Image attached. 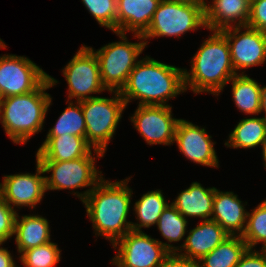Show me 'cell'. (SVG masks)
Masks as SVG:
<instances>
[{
	"mask_svg": "<svg viewBox=\"0 0 266 267\" xmlns=\"http://www.w3.org/2000/svg\"><path fill=\"white\" fill-rule=\"evenodd\" d=\"M161 267H199L198 262L181 257L177 253L169 254Z\"/></svg>",
	"mask_w": 266,
	"mask_h": 267,
	"instance_id": "cell-35",
	"label": "cell"
},
{
	"mask_svg": "<svg viewBox=\"0 0 266 267\" xmlns=\"http://www.w3.org/2000/svg\"><path fill=\"white\" fill-rule=\"evenodd\" d=\"M105 156L101 151L92 149L86 156L70 161H38L45 175L51 173L45 176L46 191L72 190L69 193L82 203L104 176L96 166V159ZM81 188L87 189L79 192Z\"/></svg>",
	"mask_w": 266,
	"mask_h": 267,
	"instance_id": "cell-5",
	"label": "cell"
},
{
	"mask_svg": "<svg viewBox=\"0 0 266 267\" xmlns=\"http://www.w3.org/2000/svg\"><path fill=\"white\" fill-rule=\"evenodd\" d=\"M235 267H266V253L263 249H247Z\"/></svg>",
	"mask_w": 266,
	"mask_h": 267,
	"instance_id": "cell-34",
	"label": "cell"
},
{
	"mask_svg": "<svg viewBox=\"0 0 266 267\" xmlns=\"http://www.w3.org/2000/svg\"><path fill=\"white\" fill-rule=\"evenodd\" d=\"M208 31L210 35L192 56L190 69H183L184 86L186 92L190 90L195 95L218 97L236 72L226 36L221 31Z\"/></svg>",
	"mask_w": 266,
	"mask_h": 267,
	"instance_id": "cell-3",
	"label": "cell"
},
{
	"mask_svg": "<svg viewBox=\"0 0 266 267\" xmlns=\"http://www.w3.org/2000/svg\"><path fill=\"white\" fill-rule=\"evenodd\" d=\"M59 83L53 76L34 91L0 99V123L13 144L25 145L44 129L52 96L46 92Z\"/></svg>",
	"mask_w": 266,
	"mask_h": 267,
	"instance_id": "cell-4",
	"label": "cell"
},
{
	"mask_svg": "<svg viewBox=\"0 0 266 267\" xmlns=\"http://www.w3.org/2000/svg\"><path fill=\"white\" fill-rule=\"evenodd\" d=\"M112 248L116 251L110 260L117 267H161L170 254L159 239L145 231H129L116 241Z\"/></svg>",
	"mask_w": 266,
	"mask_h": 267,
	"instance_id": "cell-10",
	"label": "cell"
},
{
	"mask_svg": "<svg viewBox=\"0 0 266 267\" xmlns=\"http://www.w3.org/2000/svg\"><path fill=\"white\" fill-rule=\"evenodd\" d=\"M229 83L231 84L232 101L238 111L245 115L258 116L262 84L247 74H236Z\"/></svg>",
	"mask_w": 266,
	"mask_h": 267,
	"instance_id": "cell-26",
	"label": "cell"
},
{
	"mask_svg": "<svg viewBox=\"0 0 266 267\" xmlns=\"http://www.w3.org/2000/svg\"><path fill=\"white\" fill-rule=\"evenodd\" d=\"M176 1L195 2V3L204 4V5L206 3V0H176Z\"/></svg>",
	"mask_w": 266,
	"mask_h": 267,
	"instance_id": "cell-39",
	"label": "cell"
},
{
	"mask_svg": "<svg viewBox=\"0 0 266 267\" xmlns=\"http://www.w3.org/2000/svg\"><path fill=\"white\" fill-rule=\"evenodd\" d=\"M161 0H117V32L143 35Z\"/></svg>",
	"mask_w": 266,
	"mask_h": 267,
	"instance_id": "cell-19",
	"label": "cell"
},
{
	"mask_svg": "<svg viewBox=\"0 0 266 267\" xmlns=\"http://www.w3.org/2000/svg\"><path fill=\"white\" fill-rule=\"evenodd\" d=\"M93 148L77 135L46 136L37 149V161H70L86 156Z\"/></svg>",
	"mask_w": 266,
	"mask_h": 267,
	"instance_id": "cell-22",
	"label": "cell"
},
{
	"mask_svg": "<svg viewBox=\"0 0 266 267\" xmlns=\"http://www.w3.org/2000/svg\"><path fill=\"white\" fill-rule=\"evenodd\" d=\"M188 225L189 220L180 214L171 203L163 210L156 227L159 234L166 240L165 242L159 240V242L163 244L170 254L178 253L183 247L188 232ZM177 242H180V244ZM174 243L179 246L174 245Z\"/></svg>",
	"mask_w": 266,
	"mask_h": 267,
	"instance_id": "cell-24",
	"label": "cell"
},
{
	"mask_svg": "<svg viewBox=\"0 0 266 267\" xmlns=\"http://www.w3.org/2000/svg\"><path fill=\"white\" fill-rule=\"evenodd\" d=\"M67 82V100L82 101L108 90L103 86L99 62L94 52L82 44L61 70Z\"/></svg>",
	"mask_w": 266,
	"mask_h": 267,
	"instance_id": "cell-9",
	"label": "cell"
},
{
	"mask_svg": "<svg viewBox=\"0 0 266 267\" xmlns=\"http://www.w3.org/2000/svg\"><path fill=\"white\" fill-rule=\"evenodd\" d=\"M7 48V45L5 43V41H3L1 38H0V50L1 49H6Z\"/></svg>",
	"mask_w": 266,
	"mask_h": 267,
	"instance_id": "cell-40",
	"label": "cell"
},
{
	"mask_svg": "<svg viewBox=\"0 0 266 267\" xmlns=\"http://www.w3.org/2000/svg\"><path fill=\"white\" fill-rule=\"evenodd\" d=\"M163 190L156 189L143 193L132 203L136 222H131V230L142 231L143 228L156 226L163 210L170 204L163 195Z\"/></svg>",
	"mask_w": 266,
	"mask_h": 267,
	"instance_id": "cell-25",
	"label": "cell"
},
{
	"mask_svg": "<svg viewBox=\"0 0 266 267\" xmlns=\"http://www.w3.org/2000/svg\"><path fill=\"white\" fill-rule=\"evenodd\" d=\"M243 30V31H242ZM230 48L236 74H246V69L266 63V33L246 26L221 30Z\"/></svg>",
	"mask_w": 266,
	"mask_h": 267,
	"instance_id": "cell-14",
	"label": "cell"
},
{
	"mask_svg": "<svg viewBox=\"0 0 266 267\" xmlns=\"http://www.w3.org/2000/svg\"><path fill=\"white\" fill-rule=\"evenodd\" d=\"M119 41L109 42L95 49L88 46L99 62V69L103 86L108 91H121L126 85L130 72L142 59L140 56L147 48L145 40L140 34H132L137 42L128 40L127 33L113 32Z\"/></svg>",
	"mask_w": 266,
	"mask_h": 267,
	"instance_id": "cell-6",
	"label": "cell"
},
{
	"mask_svg": "<svg viewBox=\"0 0 266 267\" xmlns=\"http://www.w3.org/2000/svg\"><path fill=\"white\" fill-rule=\"evenodd\" d=\"M35 173L20 172L4 175L0 182V196L16 211L21 208L37 209L45 197V173L41 164L35 160Z\"/></svg>",
	"mask_w": 266,
	"mask_h": 267,
	"instance_id": "cell-12",
	"label": "cell"
},
{
	"mask_svg": "<svg viewBox=\"0 0 266 267\" xmlns=\"http://www.w3.org/2000/svg\"><path fill=\"white\" fill-rule=\"evenodd\" d=\"M108 97H94L79 101L86 125V141L104 155L109 143L114 139L116 130L126 107L119 91H108Z\"/></svg>",
	"mask_w": 266,
	"mask_h": 267,
	"instance_id": "cell-7",
	"label": "cell"
},
{
	"mask_svg": "<svg viewBox=\"0 0 266 267\" xmlns=\"http://www.w3.org/2000/svg\"><path fill=\"white\" fill-rule=\"evenodd\" d=\"M250 5L258 0H246Z\"/></svg>",
	"mask_w": 266,
	"mask_h": 267,
	"instance_id": "cell-41",
	"label": "cell"
},
{
	"mask_svg": "<svg viewBox=\"0 0 266 267\" xmlns=\"http://www.w3.org/2000/svg\"><path fill=\"white\" fill-rule=\"evenodd\" d=\"M266 135V119L260 117H245L239 119L234 129L229 133L224 145L231 149L250 150L262 147Z\"/></svg>",
	"mask_w": 266,
	"mask_h": 267,
	"instance_id": "cell-23",
	"label": "cell"
},
{
	"mask_svg": "<svg viewBox=\"0 0 266 267\" xmlns=\"http://www.w3.org/2000/svg\"><path fill=\"white\" fill-rule=\"evenodd\" d=\"M17 212L14 227V240L17 255L27 249L47 244L51 241L50 221L42 215Z\"/></svg>",
	"mask_w": 266,
	"mask_h": 267,
	"instance_id": "cell-21",
	"label": "cell"
},
{
	"mask_svg": "<svg viewBox=\"0 0 266 267\" xmlns=\"http://www.w3.org/2000/svg\"><path fill=\"white\" fill-rule=\"evenodd\" d=\"M248 249L241 236L229 235L198 261L199 267H235Z\"/></svg>",
	"mask_w": 266,
	"mask_h": 267,
	"instance_id": "cell-27",
	"label": "cell"
},
{
	"mask_svg": "<svg viewBox=\"0 0 266 267\" xmlns=\"http://www.w3.org/2000/svg\"><path fill=\"white\" fill-rule=\"evenodd\" d=\"M249 249H260L266 246V198L256 207L248 211L244 233L241 236Z\"/></svg>",
	"mask_w": 266,
	"mask_h": 267,
	"instance_id": "cell-29",
	"label": "cell"
},
{
	"mask_svg": "<svg viewBox=\"0 0 266 267\" xmlns=\"http://www.w3.org/2000/svg\"><path fill=\"white\" fill-rule=\"evenodd\" d=\"M17 212L0 196V242L14 237Z\"/></svg>",
	"mask_w": 266,
	"mask_h": 267,
	"instance_id": "cell-32",
	"label": "cell"
},
{
	"mask_svg": "<svg viewBox=\"0 0 266 267\" xmlns=\"http://www.w3.org/2000/svg\"><path fill=\"white\" fill-rule=\"evenodd\" d=\"M202 185L197 181L191 182L189 187L180 191L170 202L187 220L189 218H200L201 221L211 219L216 187L205 188Z\"/></svg>",
	"mask_w": 266,
	"mask_h": 267,
	"instance_id": "cell-20",
	"label": "cell"
},
{
	"mask_svg": "<svg viewBox=\"0 0 266 267\" xmlns=\"http://www.w3.org/2000/svg\"><path fill=\"white\" fill-rule=\"evenodd\" d=\"M68 105L61 112L46 136L77 135L86 139V125L81 103L66 101Z\"/></svg>",
	"mask_w": 266,
	"mask_h": 267,
	"instance_id": "cell-28",
	"label": "cell"
},
{
	"mask_svg": "<svg viewBox=\"0 0 266 267\" xmlns=\"http://www.w3.org/2000/svg\"><path fill=\"white\" fill-rule=\"evenodd\" d=\"M40 66L26 56L0 55V99L36 90L47 78Z\"/></svg>",
	"mask_w": 266,
	"mask_h": 267,
	"instance_id": "cell-11",
	"label": "cell"
},
{
	"mask_svg": "<svg viewBox=\"0 0 266 267\" xmlns=\"http://www.w3.org/2000/svg\"><path fill=\"white\" fill-rule=\"evenodd\" d=\"M261 149H262L261 155H262V160H263V166L266 169V135H265V138L263 140V144H262Z\"/></svg>",
	"mask_w": 266,
	"mask_h": 267,
	"instance_id": "cell-38",
	"label": "cell"
},
{
	"mask_svg": "<svg viewBox=\"0 0 266 267\" xmlns=\"http://www.w3.org/2000/svg\"><path fill=\"white\" fill-rule=\"evenodd\" d=\"M246 205L247 202L242 201L234 191H221L216 188L211 219L229 235L242 236L248 215Z\"/></svg>",
	"mask_w": 266,
	"mask_h": 267,
	"instance_id": "cell-16",
	"label": "cell"
},
{
	"mask_svg": "<svg viewBox=\"0 0 266 267\" xmlns=\"http://www.w3.org/2000/svg\"><path fill=\"white\" fill-rule=\"evenodd\" d=\"M171 106L137 105L129 117L142 139L152 145H174L175 130L180 118H174Z\"/></svg>",
	"mask_w": 266,
	"mask_h": 267,
	"instance_id": "cell-13",
	"label": "cell"
},
{
	"mask_svg": "<svg viewBox=\"0 0 266 267\" xmlns=\"http://www.w3.org/2000/svg\"><path fill=\"white\" fill-rule=\"evenodd\" d=\"M263 113V114H262ZM260 115L266 119V85H263L260 93Z\"/></svg>",
	"mask_w": 266,
	"mask_h": 267,
	"instance_id": "cell-37",
	"label": "cell"
},
{
	"mask_svg": "<svg viewBox=\"0 0 266 267\" xmlns=\"http://www.w3.org/2000/svg\"><path fill=\"white\" fill-rule=\"evenodd\" d=\"M205 127L198 126L189 120L180 118L175 130V141L178 151L190 162L219 168V158L214 145L216 141L208 134Z\"/></svg>",
	"mask_w": 266,
	"mask_h": 267,
	"instance_id": "cell-15",
	"label": "cell"
},
{
	"mask_svg": "<svg viewBox=\"0 0 266 267\" xmlns=\"http://www.w3.org/2000/svg\"><path fill=\"white\" fill-rule=\"evenodd\" d=\"M62 250L53 241L22 252L17 259L23 267H55L61 261Z\"/></svg>",
	"mask_w": 266,
	"mask_h": 267,
	"instance_id": "cell-30",
	"label": "cell"
},
{
	"mask_svg": "<svg viewBox=\"0 0 266 267\" xmlns=\"http://www.w3.org/2000/svg\"><path fill=\"white\" fill-rule=\"evenodd\" d=\"M183 69L143 56L120 91L126 107L133 100L138 105L170 106L169 100L186 93Z\"/></svg>",
	"mask_w": 266,
	"mask_h": 267,
	"instance_id": "cell-2",
	"label": "cell"
},
{
	"mask_svg": "<svg viewBox=\"0 0 266 267\" xmlns=\"http://www.w3.org/2000/svg\"><path fill=\"white\" fill-rule=\"evenodd\" d=\"M6 242H0V267H13L16 262L14 254L8 250V247L4 248ZM12 253V254H11Z\"/></svg>",
	"mask_w": 266,
	"mask_h": 267,
	"instance_id": "cell-36",
	"label": "cell"
},
{
	"mask_svg": "<svg viewBox=\"0 0 266 267\" xmlns=\"http://www.w3.org/2000/svg\"><path fill=\"white\" fill-rule=\"evenodd\" d=\"M101 27L117 31V0H81Z\"/></svg>",
	"mask_w": 266,
	"mask_h": 267,
	"instance_id": "cell-31",
	"label": "cell"
},
{
	"mask_svg": "<svg viewBox=\"0 0 266 267\" xmlns=\"http://www.w3.org/2000/svg\"><path fill=\"white\" fill-rule=\"evenodd\" d=\"M131 178L111 181L104 176L82 202L95 237L101 236L111 245L131 231L132 221L128 220L134 193L129 186Z\"/></svg>",
	"mask_w": 266,
	"mask_h": 267,
	"instance_id": "cell-1",
	"label": "cell"
},
{
	"mask_svg": "<svg viewBox=\"0 0 266 267\" xmlns=\"http://www.w3.org/2000/svg\"><path fill=\"white\" fill-rule=\"evenodd\" d=\"M204 12L207 30L221 31L230 27L246 26L250 4L246 0H206Z\"/></svg>",
	"mask_w": 266,
	"mask_h": 267,
	"instance_id": "cell-18",
	"label": "cell"
},
{
	"mask_svg": "<svg viewBox=\"0 0 266 267\" xmlns=\"http://www.w3.org/2000/svg\"><path fill=\"white\" fill-rule=\"evenodd\" d=\"M247 26L266 33V0H258L250 5Z\"/></svg>",
	"mask_w": 266,
	"mask_h": 267,
	"instance_id": "cell-33",
	"label": "cell"
},
{
	"mask_svg": "<svg viewBox=\"0 0 266 267\" xmlns=\"http://www.w3.org/2000/svg\"><path fill=\"white\" fill-rule=\"evenodd\" d=\"M228 236L229 234L216 221L212 219L200 221L188 230L184 245L177 254L198 262Z\"/></svg>",
	"mask_w": 266,
	"mask_h": 267,
	"instance_id": "cell-17",
	"label": "cell"
},
{
	"mask_svg": "<svg viewBox=\"0 0 266 267\" xmlns=\"http://www.w3.org/2000/svg\"><path fill=\"white\" fill-rule=\"evenodd\" d=\"M205 25L204 4L176 0H161L157 6L147 31L142 35L148 46L149 39L175 37L180 39L184 34Z\"/></svg>",
	"mask_w": 266,
	"mask_h": 267,
	"instance_id": "cell-8",
	"label": "cell"
}]
</instances>
